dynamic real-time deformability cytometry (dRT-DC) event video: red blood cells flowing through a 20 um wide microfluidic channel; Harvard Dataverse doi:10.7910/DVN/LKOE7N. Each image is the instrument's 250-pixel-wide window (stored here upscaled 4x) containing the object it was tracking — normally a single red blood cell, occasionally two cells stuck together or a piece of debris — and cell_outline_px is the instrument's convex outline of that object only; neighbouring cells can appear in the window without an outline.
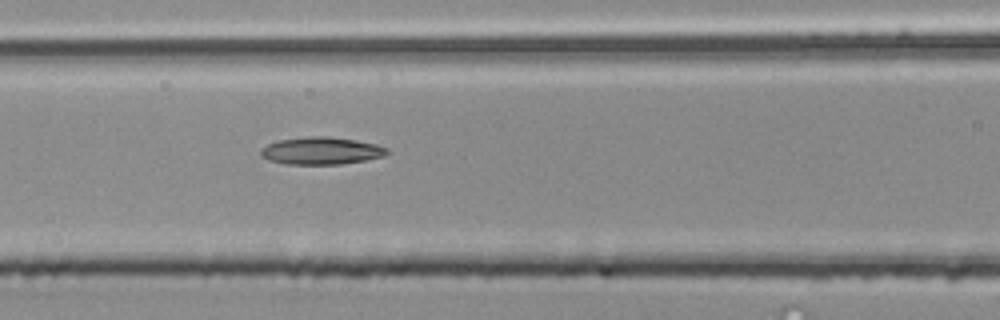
{"species": "common noctule bat (a hibernating species)", "species_latin": "Nyctalus noctula", "temperature_condition": "room temperature", "stored_images_in_passage": 5, "camera_frame_rate_fps": 3000, "um_per_image_px": 0.085, "animal": {"sex": "male", "body_mass_g": 20.4}, "frame": {"image": 1, "passage_image": 5, "time_ms": 1.333, "image_size_px": [1000, 320], "cell_outline_px": [[392, 152], [384, 156], [368, 160], [340, 164], [284, 164], [268, 160], [260, 156], [260, 148], [268, 144], [280, 140], [308, 136], [328, 136], [356, 140], [376, 144], [388, 148]], "centroid_in_image_um": [27.33, 12.82], "position_along_channel_um": 139.3, "area_um2": 20.4}}